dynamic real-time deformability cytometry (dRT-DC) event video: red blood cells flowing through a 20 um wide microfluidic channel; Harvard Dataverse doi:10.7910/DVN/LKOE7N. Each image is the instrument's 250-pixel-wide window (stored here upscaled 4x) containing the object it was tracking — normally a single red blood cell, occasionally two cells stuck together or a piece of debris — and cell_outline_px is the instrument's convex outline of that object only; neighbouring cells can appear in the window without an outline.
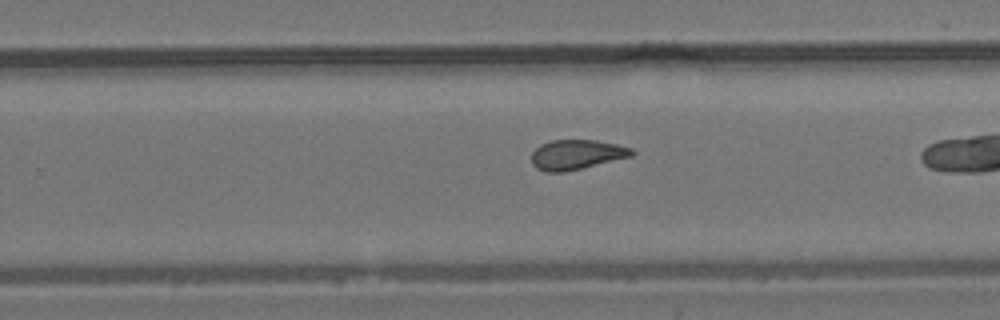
{"species": "common noctule bat (a hibernating species)", "species_latin": "Nyctalus noctula", "temperature_condition": "room temperature", "stored_images_in_passage": 30, "camera_frame_rate_fps": 3000, "um_per_image_px": 0.085, "animal": {"sex": "male", "body_mass_g": 19.2, "forearm_length_mm": 51.8}, "frame": {"image": 1, "passage_image": 23, "time_ms": 7.333, "image_size_px": [1000, 320], "cell_outline_px": [[636, 152], [632, 156], [564, 172], [544, 172], [536, 168], [532, 164], [532, 152], [540, 144], [552, 140], [596, 140], [616, 144], [632, 148]], "centroid_in_image_um": [48.99, 13.14], "position_along_channel_um": 280.8, "area_um2": 17.4}}
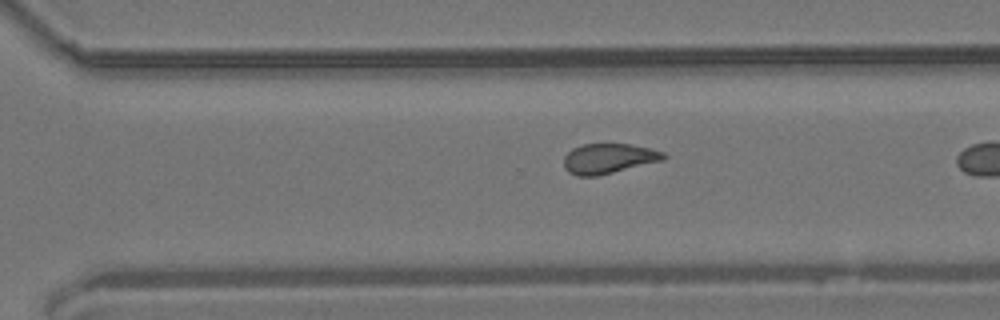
{"frame": {"image": 2, "passage_image": 26, "time_ms": 8.333, "image_size_px": [1000, 320], "cell_outline_px": [[668, 156], [664, 160], [596, 176], [576, 176], [568, 172], [564, 168], [564, 156], [572, 148], [584, 144], [632, 144], [652, 148], [664, 152]], "centroid_in_image_um": [51.74, 13.47], "position_along_channel_um": 318.9, "area_um2": 17.57}}